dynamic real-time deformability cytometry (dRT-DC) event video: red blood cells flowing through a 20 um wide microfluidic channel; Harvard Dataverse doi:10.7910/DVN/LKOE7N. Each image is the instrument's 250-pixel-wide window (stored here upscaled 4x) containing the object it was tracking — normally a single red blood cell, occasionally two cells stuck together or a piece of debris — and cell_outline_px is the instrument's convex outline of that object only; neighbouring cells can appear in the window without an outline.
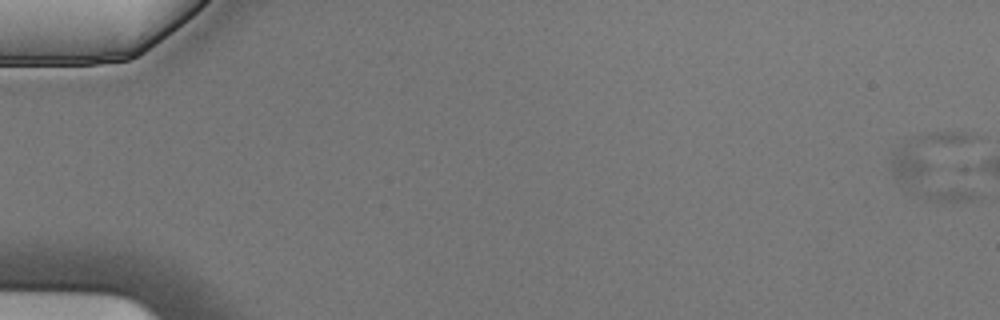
{"species": "Egyptian fruit bat (a non-hibernating species)", "species_latin": "Rousettus aegyptiacus", "temperature_condition": "cold", "stored_images_in_passage": 2, "camera_frame_rate_fps": 3000, "um_per_image_px": 0.085, "animal": {"sex": "male"}, "frame": {"image": 1, "passage_image": 2, "time_ms": 0.333, "image_size_px": [1000, 320], "cell_outline_px": [[984, 196], [972, 200], [928, 200], [912, 192], [896, 180], [892, 172], [892, 152], [908, 140], [916, 136], [928, 132], [964, 132], [980, 136]], "centroid_in_image_um": [79.98, 14.11], "position_along_channel_um": 5.0, "area_um2": 38.9}}